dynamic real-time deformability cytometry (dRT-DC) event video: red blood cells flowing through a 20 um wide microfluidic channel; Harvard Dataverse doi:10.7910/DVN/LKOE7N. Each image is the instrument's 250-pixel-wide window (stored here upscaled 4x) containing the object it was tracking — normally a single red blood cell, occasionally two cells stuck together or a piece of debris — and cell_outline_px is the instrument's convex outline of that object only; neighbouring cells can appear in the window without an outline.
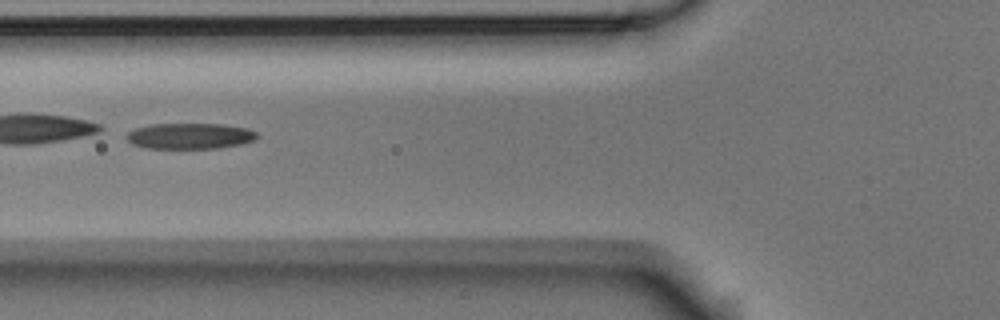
{"species": "Egyptian fruit bat (a non-hibernating species)", "species_latin": "Rousettus aegyptiacus", "temperature_condition": "room temperature", "stored_images_in_passage": 6, "camera_frame_rate_fps": 3000, "um_per_image_px": 0.085, "animal": {"sex": "male"}, "frame": {"image": 1, "passage_image": 6, "time_ms": 1.667, "image_size_px": [1000, 320], "cell_outline_px": [[260, 136], [256, 140], [244, 144], [220, 148], [144, 148], [132, 144], [124, 136], [128, 132], [136, 128], [152, 124], [224, 124], [248, 128], [256, 132]], "centroid_in_image_um": [16.19, 11.56], "position_along_channel_um": 109.6, "area_um2": 19.94}}